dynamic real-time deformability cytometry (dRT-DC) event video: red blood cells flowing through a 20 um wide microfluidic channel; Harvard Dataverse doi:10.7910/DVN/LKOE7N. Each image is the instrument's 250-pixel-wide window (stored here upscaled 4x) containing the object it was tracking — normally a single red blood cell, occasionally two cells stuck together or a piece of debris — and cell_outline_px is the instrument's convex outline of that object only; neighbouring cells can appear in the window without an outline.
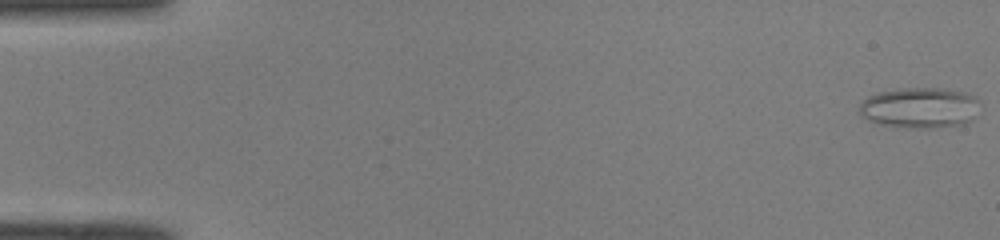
{"species": "common noctule bat (a hibernating species)", "species_latin": "Nyctalus noctula", "temperature_condition": "room temperature", "stored_images_in_passage": 50, "camera_frame_rate_fps": 3000, "um_per_image_px": 0.085, "animal": {"sex": "male", "body_mass_g": 19.0, "forearm_length_mm": 50.8}, "frame": {"image": 1, "passage_image": 1, "time_ms": 0.0, "image_size_px": [1000, 240], "cell_outline_px": [[984, 104], [976, 116], [972, 120], [964, 124], [932, 128], [920, 128], [876, 124], [860, 116], [860, 100], [868, 96], [880, 92], [904, 88], [940, 88], [964, 92], [976, 96]], "centroid_in_image_um": [78.25, 9.16], "position_along_channel_um": 6.8, "area_um2": 29.13}}
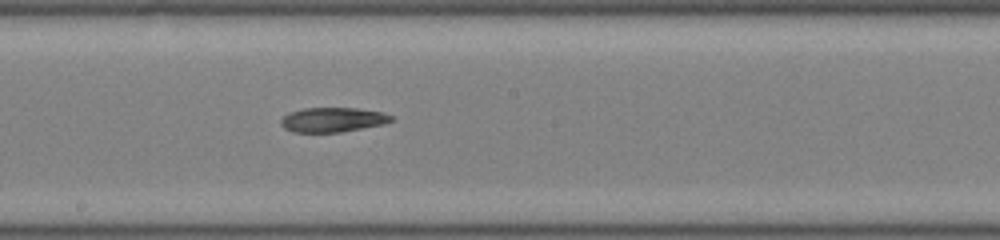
{"frame": {"image": 2, "passage_image": 28, "time_ms": 9.0, "image_size_px": [1000, 240], "cell_outline_px": [[396, 120], [384, 124], [340, 132], [292, 132], [284, 128], [280, 124], [280, 120], [288, 112], [304, 108], [356, 108], [384, 112], [392, 116]], "centroid_in_image_um": [28.29, 10.17], "position_along_channel_um": 219.9, "area_um2": 15.95}}
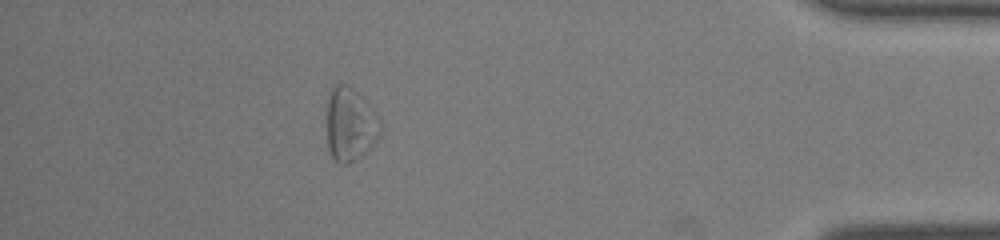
{"frame": {"image": 3, "passage_image": 45, "time_ms": 14.667, "image_size_px": [1000, 240], "cell_outline_px": [[380, 136], [372, 144], [348, 164], [340, 164], [332, 156], [328, 148], [328, 100], [332, 88], [336, 84], [344, 84], [352, 88], [380, 116]], "centroid_in_image_um": [29.77, 10.56], "position_along_channel_um": 405.4, "area_um2": 22.25}}